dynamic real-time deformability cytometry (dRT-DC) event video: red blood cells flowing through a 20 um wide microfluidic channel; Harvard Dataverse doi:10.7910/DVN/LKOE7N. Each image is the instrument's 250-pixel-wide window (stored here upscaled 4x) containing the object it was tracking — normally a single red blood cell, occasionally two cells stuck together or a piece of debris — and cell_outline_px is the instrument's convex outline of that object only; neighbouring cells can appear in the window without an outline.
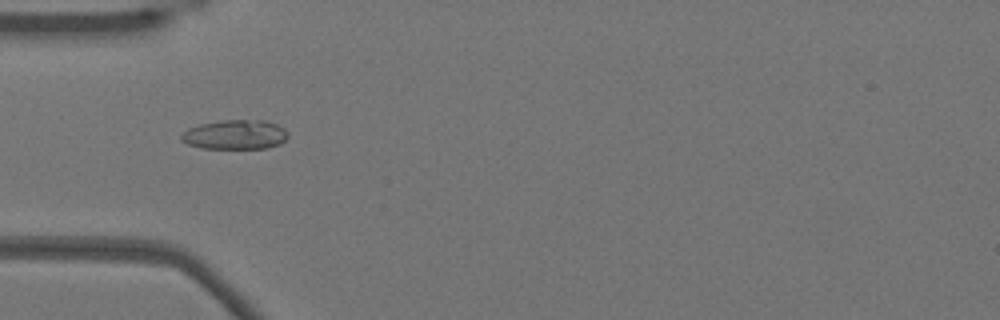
{"species": "Egyptian fruit bat (a non-hibernating species)", "species_latin": "Rousettus aegyptiacus", "temperature_condition": "warm", "stored_images_in_passage": 53, "camera_frame_rate_fps": 3000, "um_per_image_px": 0.085, "animal": {"sex": "female"}, "frame": {"image": 1, "passage_image": 17, "time_ms": 5.333, "image_size_px": [1000, 320], "cell_outline_px": [[288, 136], [280, 144], [268, 148], [204, 148], [188, 144], [180, 140], [180, 136], [188, 128], [200, 124], [220, 120], [264, 120], [276, 124], [284, 128], [288, 132]], "centroid_in_image_um": [19.99, 11.44], "position_along_channel_um": 65.0, "area_um2": 18.32}}
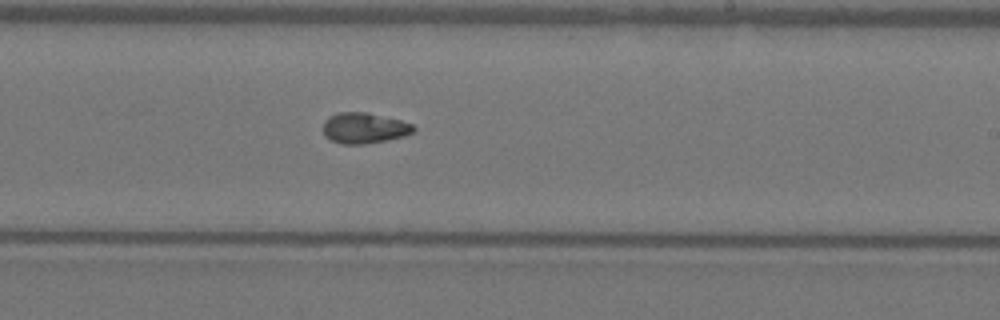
{"frame": {"image": 2, "passage_image": 32, "time_ms": 10.333, "image_size_px": [1000, 320], "cell_outline_px": [[416, 128], [412, 132], [404, 136], [388, 140], [364, 144], [340, 144], [324, 136], [324, 120], [328, 116], [340, 112], [368, 112], [400, 120], [412, 124]], "centroid_in_image_um": [30.95, 10.88], "position_along_channel_um": 258.1, "area_um2": 16.24}}
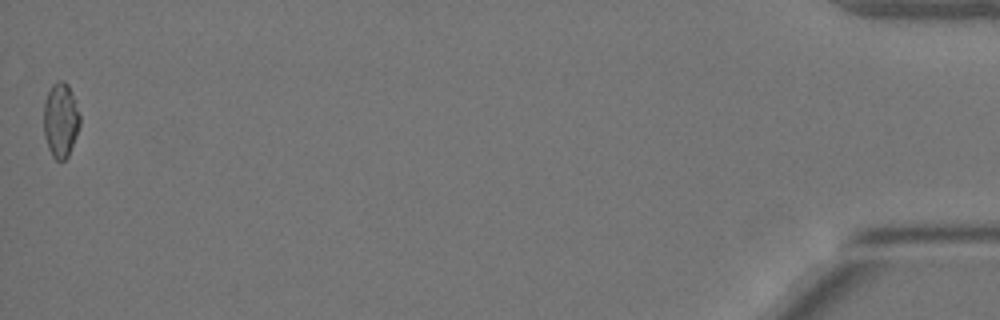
{"frame": {"image": 3, "passage_image": 53, "time_ms": 17.333, "image_size_px": [1000, 320], "cell_outline_px": [[80, 124], [76, 136], [68, 156], [64, 160], [56, 160], [52, 156], [48, 148], [44, 136], [44, 100], [52, 84], [60, 80], [64, 80], [68, 84], [76, 100], [80, 112]], "centroid_in_image_um": [5.16, 10.18], "position_along_channel_um": 430.0, "area_um2": 15.95}, "authors_computed_cell_mechanics": {"area_um2": 16.2418, "velocity_mm_per_s": 3.8621, "shape_relaxation_time_tau1_ms": null, "shape_relaxation_time_tau2_ms": 2.6289, "deformation_change_tau1": null, "deformation_change_tau2": 0.073}}